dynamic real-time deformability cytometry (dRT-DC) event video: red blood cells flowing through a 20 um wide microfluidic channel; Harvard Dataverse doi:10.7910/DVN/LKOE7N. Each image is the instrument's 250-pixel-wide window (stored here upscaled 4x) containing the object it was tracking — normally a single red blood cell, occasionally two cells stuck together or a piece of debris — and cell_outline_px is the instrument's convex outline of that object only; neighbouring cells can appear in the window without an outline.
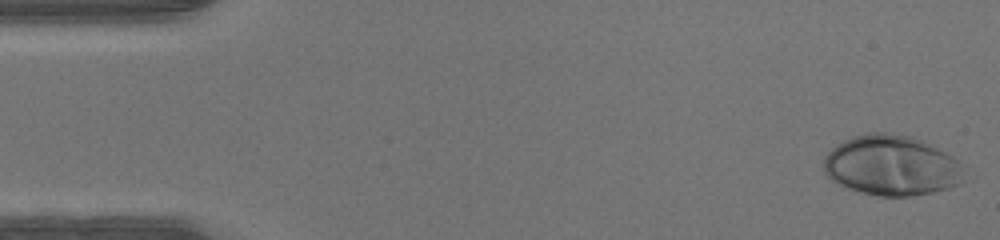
{"species": "human", "species_latin": "Homo sapiens", "temperature_condition": "warm", "stored_images_in_passage": 46, "camera_frame_rate_fps": 3000, "um_per_image_px": 0.085, "donor": {"sex": "male"}, "frame": {"image": 1, "passage_image": 1, "time_ms": 0.0, "image_size_px": [1000, 240], "cell_outline_px": [[960, 184], [948, 188], [932, 192], [912, 196], [876, 196], [860, 192], [836, 184], [824, 172], [824, 156], [836, 144], [852, 136], [868, 132], [888, 132], [912, 136], [952, 156], [956, 160]], "centroid_in_image_um": [75.67, 14.06], "position_along_channel_um": 9.3, "area_um2": 48.84}}
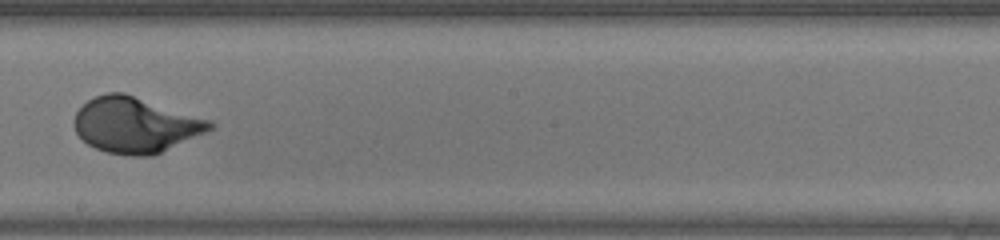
{"frame": {"image": 2, "passage_image": 26, "time_ms": 8.333, "image_size_px": [1000, 240], "cell_outline_px": [[216, 124], [212, 128], [204, 132], [152, 156], [128, 156], [108, 152], [96, 148], [88, 144], [76, 132], [72, 124], [72, 120], [76, 112], [88, 100], [96, 96], [108, 92], [124, 92], [212, 120]], "centroid_in_image_um": [11.49, 10.61], "position_along_channel_um": 236.7, "area_um2": 43.75}}
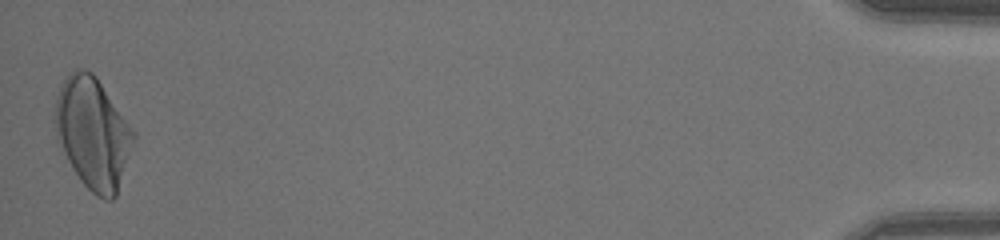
{"frame": {"image": 3, "passage_image": 46, "time_ms": 15.0, "image_size_px": [1000, 240], "cell_outline_px": [[136, 140], [116, 196], [112, 200], [104, 200], [96, 196], [80, 180], [72, 168], [68, 160], [60, 140], [56, 128], [56, 96], [60, 84], [76, 68], [80, 68], [92, 72], [96, 76], [136, 132]], "centroid_in_image_um": [7.95, 11.32], "position_along_channel_um": 427.2, "area_um2": 50.46}}